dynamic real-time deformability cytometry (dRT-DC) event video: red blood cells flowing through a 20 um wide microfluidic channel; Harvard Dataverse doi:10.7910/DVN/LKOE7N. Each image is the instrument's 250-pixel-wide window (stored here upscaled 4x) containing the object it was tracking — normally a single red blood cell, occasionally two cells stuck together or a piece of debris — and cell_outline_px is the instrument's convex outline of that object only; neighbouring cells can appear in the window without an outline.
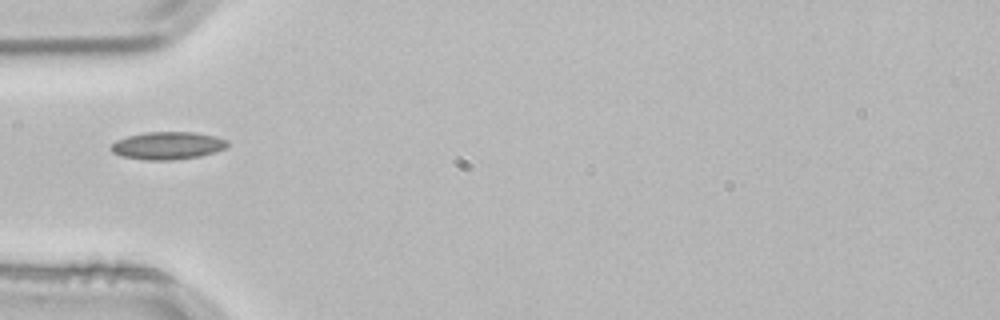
{"species": "common noctule bat (a hibernating species)", "species_latin": "Nyctalus noctula", "temperature_condition": "room temperature", "stored_images_in_passage": 1, "camera_frame_rate_fps": 3000, "um_per_image_px": 0.085, "animal": {"sex": "male", "body_mass_g": 21.5, "forearm_length_mm": 52.0}, "frame": {"image": 1, "passage_image": 1, "time_ms": 0.0, "image_size_px": [1000, 320], "cell_outline_px": [[228, 144], [224, 148], [216, 152], [200, 156], [172, 160], [148, 160], [120, 156], [112, 152], [108, 148], [116, 140], [128, 136], [144, 132], [196, 132], [216, 136], [228, 140]], "centroid_in_image_um": [14.24, 12.37], "position_along_channel_um": 70.8, "area_um2": 18.9}}